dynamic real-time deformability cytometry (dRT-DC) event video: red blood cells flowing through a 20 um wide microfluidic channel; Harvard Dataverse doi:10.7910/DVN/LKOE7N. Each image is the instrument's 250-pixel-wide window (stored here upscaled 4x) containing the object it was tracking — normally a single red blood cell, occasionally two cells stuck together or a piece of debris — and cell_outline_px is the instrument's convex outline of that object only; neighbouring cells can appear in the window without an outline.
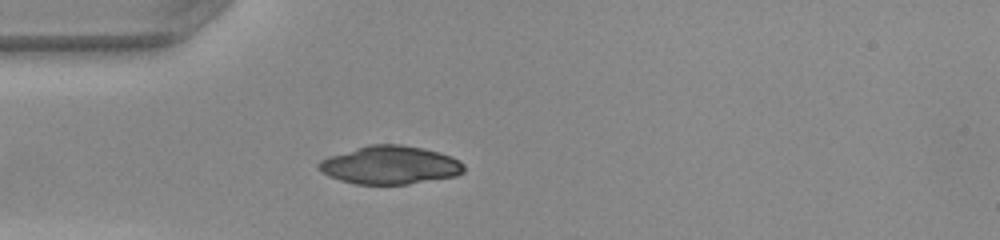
{"species": "common noctule bat (a hibernating species)", "species_latin": "Nyctalus noctula", "temperature_condition": "warm", "stored_images_in_passage": 29, "camera_frame_rate_fps": 3000, "um_per_image_px": 0.085, "animal": {"sex": "female", "body_mass_g": 22.0, "forearm_length_mm": 56.7}, "frame": {"image": 1, "passage_image": 1, "time_ms": 0.0, "image_size_px": [1000, 240], "cell_outline_px": [[464, 172], [456, 176], [408, 184], [356, 184], [340, 180], [328, 176], [316, 168], [316, 164], [320, 160], [328, 156], [368, 144], [400, 144], [420, 148], [452, 156], [460, 160], [464, 164]], "centroid_in_image_um": [33.12, 14.03], "position_along_channel_um": 51.9, "area_um2": 32.48}}
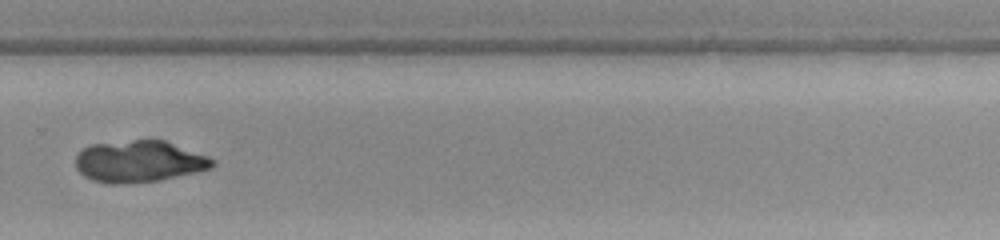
{"frame": {"image": 2, "passage_image": 21, "time_ms": 6.667, "image_size_px": [1000, 240], "cell_outline_px": [[216, 164], [212, 168], [196, 172], [160, 180], [116, 184], [112, 184], [92, 180], [84, 176], [76, 168], [76, 156], [84, 148], [92, 144], [132, 140], [164, 140], [208, 156]], "centroid_in_image_um": [11.82, 13.72], "position_along_channel_um": 318.0, "area_um2": 33.0}}
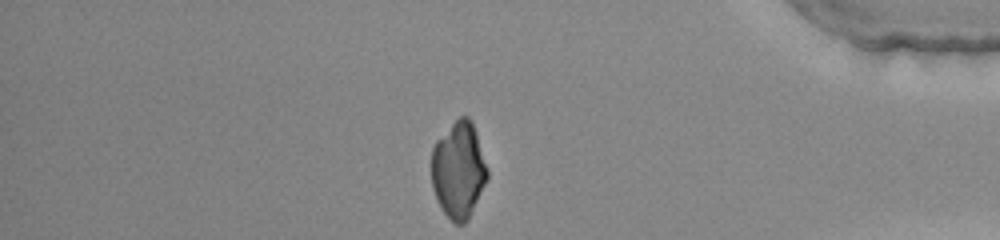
{"frame": {"image": 3, "passage_image": 29, "time_ms": 9.333, "image_size_px": [1000, 240], "cell_outline_px": [[488, 176], [468, 220], [464, 224], [456, 224], [444, 212], [432, 188], [432, 148], [436, 140], [460, 116], [468, 116], [472, 120], [488, 168]], "centroid_in_image_um": [38.98, 14.43], "position_along_channel_um": 396.2, "area_um2": 31.1}}